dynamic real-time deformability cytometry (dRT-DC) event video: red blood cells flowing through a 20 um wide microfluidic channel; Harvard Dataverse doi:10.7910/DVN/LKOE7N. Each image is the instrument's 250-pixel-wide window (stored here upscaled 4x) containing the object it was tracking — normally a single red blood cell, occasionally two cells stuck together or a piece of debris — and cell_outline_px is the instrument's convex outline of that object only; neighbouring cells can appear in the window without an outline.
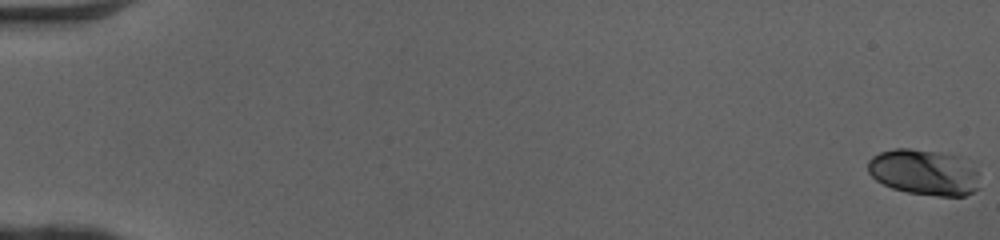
{"species": "human", "species_latin": "Homo sapiens", "temperature_condition": "cold", "stored_images_in_passage": 24, "camera_frame_rate_fps": 3000, "um_per_image_px": 0.085, "donor": {"sex": "female"}, "frame": {"image": 1, "passage_image": 1, "time_ms": 0.0, "image_size_px": [1000, 240], "cell_outline_px": [[980, 188], [964, 196], [936, 196], [908, 192], [892, 188], [876, 180], [868, 172], [868, 160], [872, 156], [880, 152], [896, 148], [908, 148], [936, 152], [956, 156], [972, 168], [976, 172]], "centroid_in_image_um": [78.5, 14.66], "position_along_channel_um": 6.5, "area_um2": 29.42}}
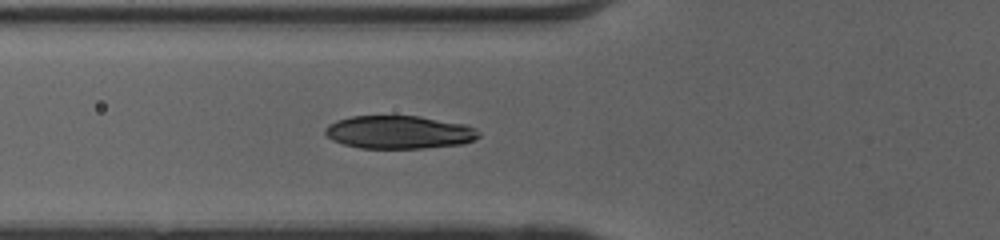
{"frame": {"image": 2, "passage_image": 21, "time_ms": 6.667, "image_size_px": [1000, 240], "cell_outline_px": [[480, 136], [464, 144], [424, 148], [360, 148], [344, 144], [332, 140], [324, 132], [324, 128], [328, 124], [336, 120], [352, 116], [420, 116], [464, 124], [476, 128], [480, 132]], "centroid_in_image_um": [33.92, 11.23], "position_along_channel_um": 91.9, "area_um2": 29.71}}
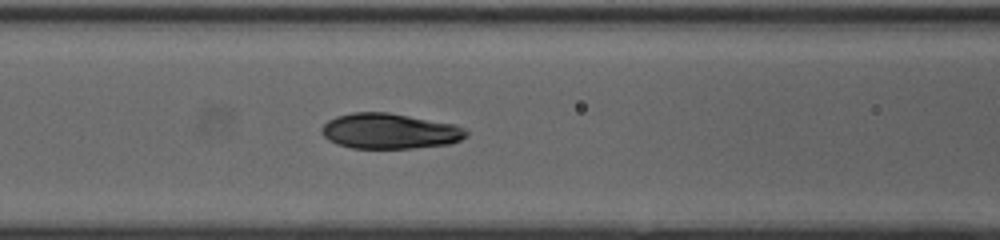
{"frame": {"image": 3, "passage_image": 24, "time_ms": 7.667, "image_size_px": [1000, 240], "cell_outline_px": [[468, 136], [452, 144], [412, 148], [352, 148], [336, 144], [328, 140], [320, 132], [320, 128], [328, 120], [336, 116], [352, 112], [388, 112], [456, 124], [464, 128], [468, 132]], "centroid_in_image_um": [33.12, 11.14], "position_along_channel_um": 133.5, "area_um2": 30.17}}